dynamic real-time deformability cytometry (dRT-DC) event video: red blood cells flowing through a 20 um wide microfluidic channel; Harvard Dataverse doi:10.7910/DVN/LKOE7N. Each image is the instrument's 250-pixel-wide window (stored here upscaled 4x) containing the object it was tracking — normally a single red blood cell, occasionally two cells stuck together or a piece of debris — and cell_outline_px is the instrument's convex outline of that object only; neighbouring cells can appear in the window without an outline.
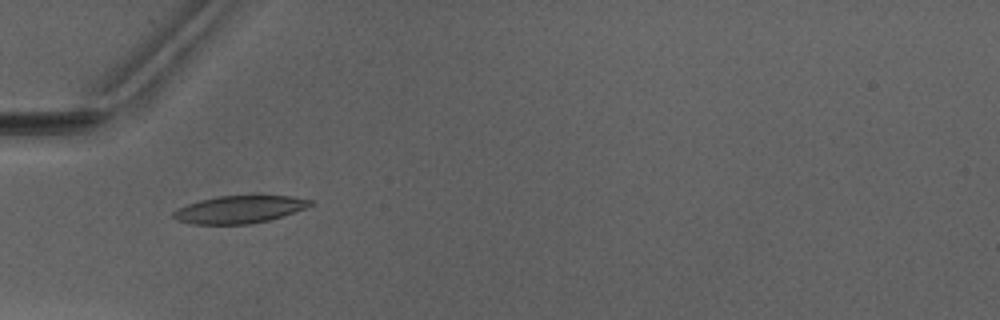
{"species": "Egyptian fruit bat (a non-hibernating species)", "species_latin": "Rousettus aegyptiacus", "temperature_condition": "warm", "stored_images_in_passage": 5, "camera_frame_rate_fps": 3000, "um_per_image_px": 0.085, "animal": {"sex": "male"}, "frame": {"image": 1, "passage_image": 2, "time_ms": 1.333, "image_size_px": [1000, 320], "cell_outline_px": [[312, 204], [304, 208], [268, 220], [248, 224], [192, 224], [176, 220], [172, 216], [172, 212], [176, 208], [200, 200], [216, 196], [288, 196], [312, 200]], "centroid_in_image_um": [20.25, 17.8], "position_along_channel_um": 64.7, "area_um2": 21.62}}
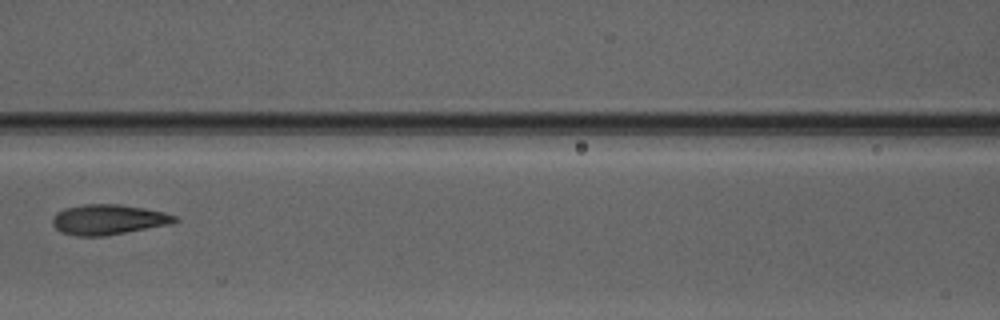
{"frame": {"image": 2, "passage_image": 4, "time_ms": 3.667, "image_size_px": [1000, 320], "cell_outline_px": [[180, 220], [172, 224], [104, 236], [76, 236], [60, 232], [52, 224], [52, 216], [56, 212], [64, 208], [84, 204], [116, 204], [144, 208], [164, 212], [176, 216]], "centroid_in_image_um": [9.19, 18.66], "position_along_channel_um": 157.4, "area_um2": 21.68}}
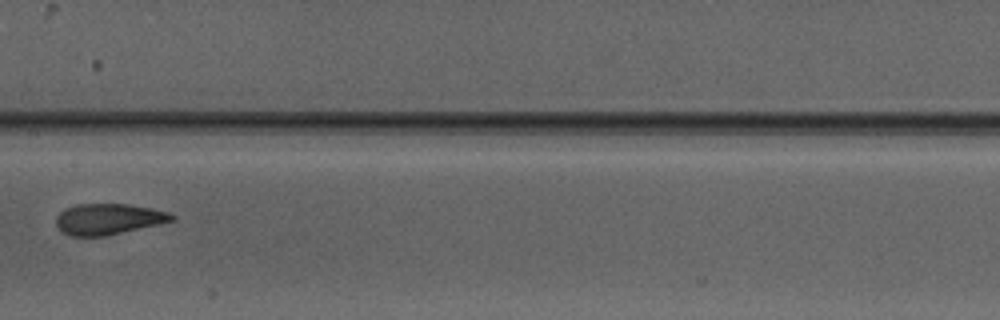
{"frame": {"image": 3, "passage_image": 5, "time_ms": 4.667, "image_size_px": [1000, 320], "cell_outline_px": [[176, 220], [108, 236], [68, 236], [56, 224], [56, 216], [64, 208], [76, 204], [128, 204], [152, 208], [168, 212], [176, 216]], "centroid_in_image_um": [9.23, 18.62], "position_along_channel_um": 198.2, "area_um2": 21.04}}